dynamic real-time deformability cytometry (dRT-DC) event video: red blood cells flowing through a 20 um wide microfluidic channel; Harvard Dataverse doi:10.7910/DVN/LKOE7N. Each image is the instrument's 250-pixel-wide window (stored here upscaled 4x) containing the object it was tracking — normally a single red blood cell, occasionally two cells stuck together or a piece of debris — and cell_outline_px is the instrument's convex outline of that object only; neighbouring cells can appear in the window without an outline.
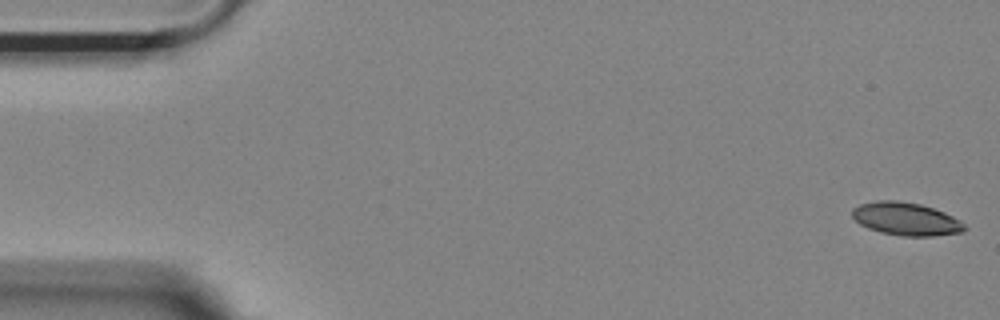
{"species": "Egyptian fruit bat (a non-hibernating species)", "species_latin": "Rousettus aegyptiacus", "temperature_condition": "room temperature", "stored_images_in_passage": 8, "camera_frame_rate_fps": 3000, "um_per_image_px": 0.085, "animal": {"sex": "female"}, "frame": {"image": 1, "passage_image": 1, "time_ms": 0.0, "image_size_px": [1000, 320], "cell_outline_px": [[968, 228], [964, 232], [932, 236], [900, 236], [880, 232], [868, 228], [860, 224], [852, 216], [852, 208], [860, 204], [876, 200], [896, 200], [920, 204], [944, 212], [960, 220]], "centroid_in_image_um": [77.01, 18.61], "position_along_channel_um": 8.0, "area_um2": 21.68}}